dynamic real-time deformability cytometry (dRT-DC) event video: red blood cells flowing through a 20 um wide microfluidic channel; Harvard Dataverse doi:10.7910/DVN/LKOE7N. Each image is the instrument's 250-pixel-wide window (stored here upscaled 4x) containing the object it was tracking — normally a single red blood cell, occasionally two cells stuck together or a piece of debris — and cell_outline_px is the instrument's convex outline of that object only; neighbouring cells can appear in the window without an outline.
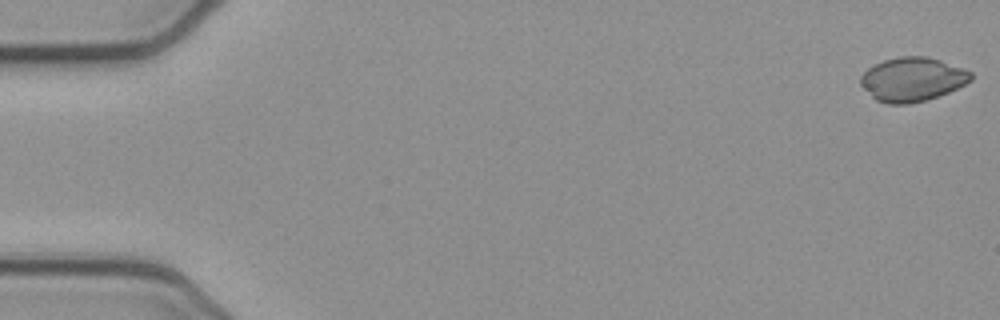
{"species": "common noctule bat (a hibernating species)", "species_latin": "Nyctalus noctula", "temperature_condition": "cold", "stored_images_in_passage": 11, "camera_frame_rate_fps": 3000, "um_per_image_px": 0.085, "animal": {"sex": "female", "body_mass_g": 21.9}, "frame": {"image": 1, "passage_image": 1, "time_ms": 0.0, "image_size_px": [1000, 320], "cell_outline_px": [[972, 80], [948, 92], [924, 100], [908, 104], [888, 104], [876, 100], [860, 84], [860, 76], [868, 68], [884, 60], [900, 56], [928, 56], [964, 68], [972, 72]], "centroid_in_image_um": [77.55, 6.73], "position_along_channel_um": 7.5, "area_um2": 28.09}}